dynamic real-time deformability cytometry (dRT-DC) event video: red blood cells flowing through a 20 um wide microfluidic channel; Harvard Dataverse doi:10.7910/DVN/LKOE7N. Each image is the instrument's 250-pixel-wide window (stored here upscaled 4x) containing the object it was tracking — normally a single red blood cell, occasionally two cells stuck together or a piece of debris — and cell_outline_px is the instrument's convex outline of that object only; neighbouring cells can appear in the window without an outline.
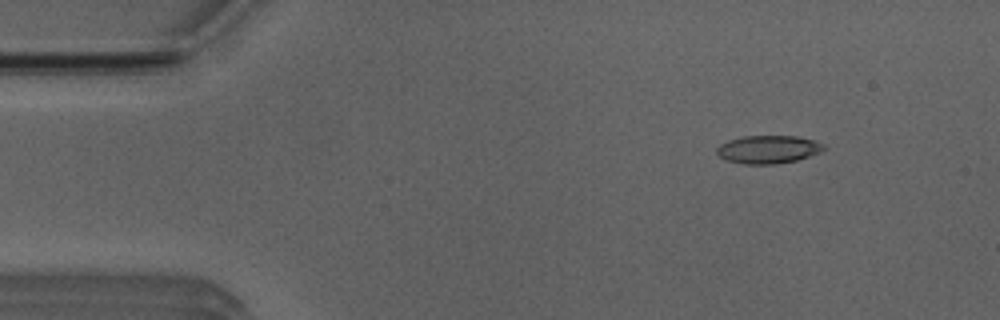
{"species": "Egyptian fruit bat (a non-hibernating species)", "species_latin": "Rousettus aegyptiacus", "temperature_condition": "room temperature", "stored_images_in_passage": 51, "camera_frame_rate_fps": 3000, "um_per_image_px": 0.085, "animal": {"sex": "male"}, "frame": {"image": 1, "passage_image": 6, "time_ms": 1.667, "image_size_px": [1000, 320], "cell_outline_px": [[828, 148], [820, 152], [796, 160], [772, 164], [744, 164], [728, 160], [720, 156], [716, 152], [716, 148], [720, 144], [728, 140], [744, 136], [796, 136], [812, 140], [824, 144]], "centroid_in_image_um": [65.3, 12.69], "position_along_channel_um": 19.7, "area_um2": 17.34}}
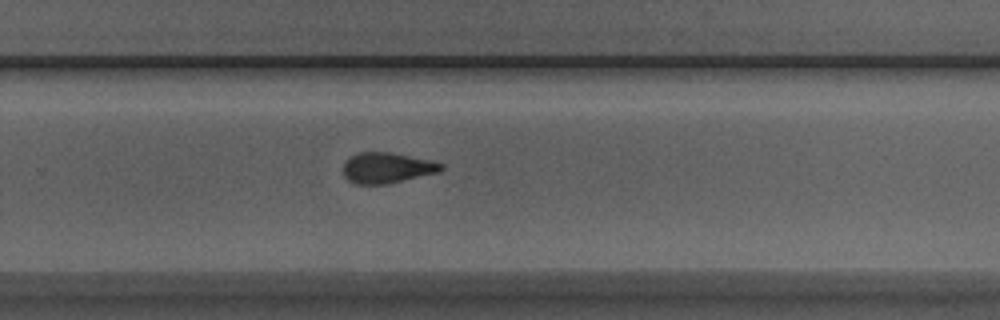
{"frame": {"image": 2, "passage_image": 33, "time_ms": 10.667, "image_size_px": [1000, 320], "cell_outline_px": [[444, 168], [440, 172], [388, 184], [356, 184], [348, 180], [344, 176], [344, 160], [348, 156], [360, 152], [392, 152], [432, 160], [444, 164]], "centroid_in_image_um": [32.91, 14.26], "position_along_channel_um": 296.9, "area_um2": 17.8}}
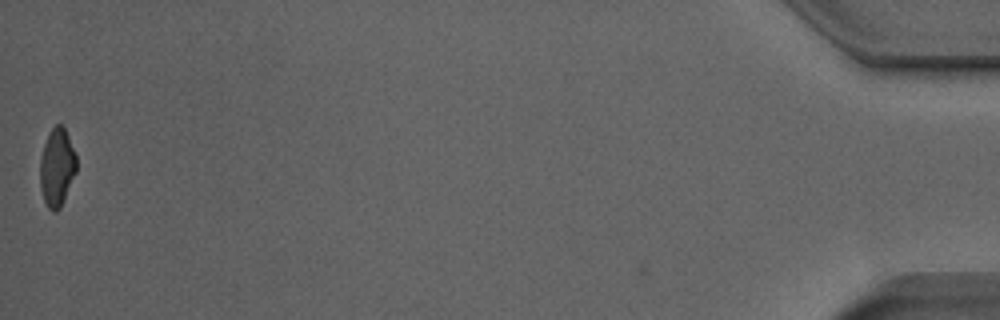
{"frame": {"image": 3, "passage_image": 51, "time_ms": 16.667, "image_size_px": [1000, 320], "cell_outline_px": [[76, 172], [64, 200], [60, 208], [56, 212], [52, 212], [48, 208], [44, 200], [40, 188], [40, 156], [48, 132], [56, 124], [60, 124], [64, 128], [68, 136], [76, 156]], "centroid_in_image_um": [4.82, 14.24], "position_along_channel_um": 430.4, "area_um2": 16.59}, "authors_computed_cell_mechanics": {"area_um2": 17.629, "velocity_mm_per_s": 3.9838, "shape_relaxation_time_tau1_ms": 6.766, "shape_relaxation_time_tau2_ms": 4.0275, "deformation_change_tau1": 0.2086, "deformation_change_tau2": 0.1238}}